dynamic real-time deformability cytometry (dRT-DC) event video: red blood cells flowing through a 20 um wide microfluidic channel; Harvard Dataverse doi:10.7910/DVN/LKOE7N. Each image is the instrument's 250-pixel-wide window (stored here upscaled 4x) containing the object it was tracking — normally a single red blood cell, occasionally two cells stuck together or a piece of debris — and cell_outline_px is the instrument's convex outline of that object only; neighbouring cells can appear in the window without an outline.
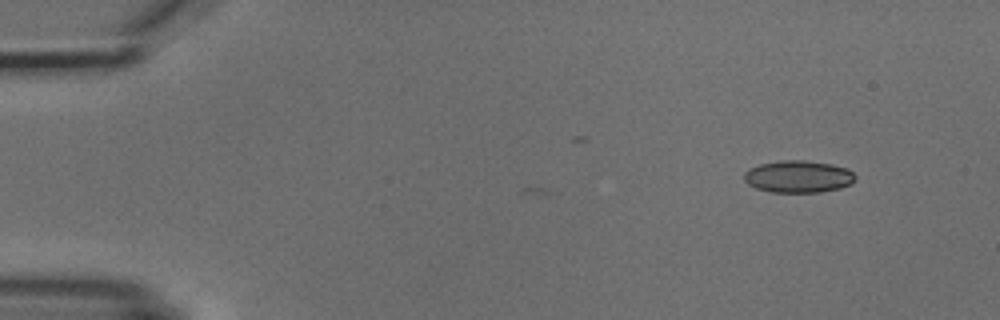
{"species": "common noctule bat (a hibernating species)", "species_latin": "Nyctalus noctula", "temperature_condition": "cold", "stored_images_in_passage": 4, "camera_frame_rate_fps": 3000, "um_per_image_px": 0.085, "animal": {"sex": "male", "body_mass_g": 18.8}, "frame": {"image": 1, "passage_image": 1, "time_ms": 0.0, "image_size_px": [1000, 320], "cell_outline_px": [[856, 180], [852, 184], [840, 188], [820, 192], [772, 192], [756, 188], [748, 184], [744, 180], [744, 172], [748, 168], [760, 164], [784, 160], [804, 160], [832, 164], [844, 168], [852, 172], [856, 176]], "centroid_in_image_um": [67.85, 15.01], "position_along_channel_um": 17.1, "area_um2": 20.87}}
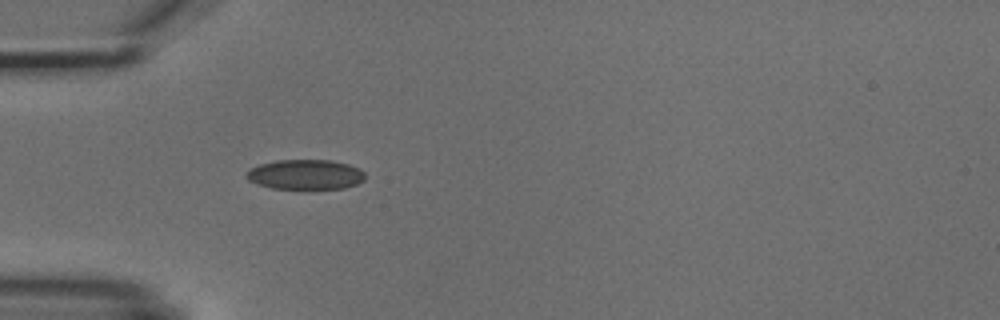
{"frame": {"image": 2, "passage_image": 4, "time_ms": 3.667, "image_size_px": [1000, 320], "cell_outline_px": [[364, 180], [356, 184], [344, 188], [272, 188], [248, 180], [244, 176], [252, 168], [260, 164], [276, 160], [332, 160], [348, 164], [360, 168], [364, 172]], "centroid_in_image_um": [25.99, 14.82], "position_along_channel_um": 59.0, "area_um2": 20.46}}